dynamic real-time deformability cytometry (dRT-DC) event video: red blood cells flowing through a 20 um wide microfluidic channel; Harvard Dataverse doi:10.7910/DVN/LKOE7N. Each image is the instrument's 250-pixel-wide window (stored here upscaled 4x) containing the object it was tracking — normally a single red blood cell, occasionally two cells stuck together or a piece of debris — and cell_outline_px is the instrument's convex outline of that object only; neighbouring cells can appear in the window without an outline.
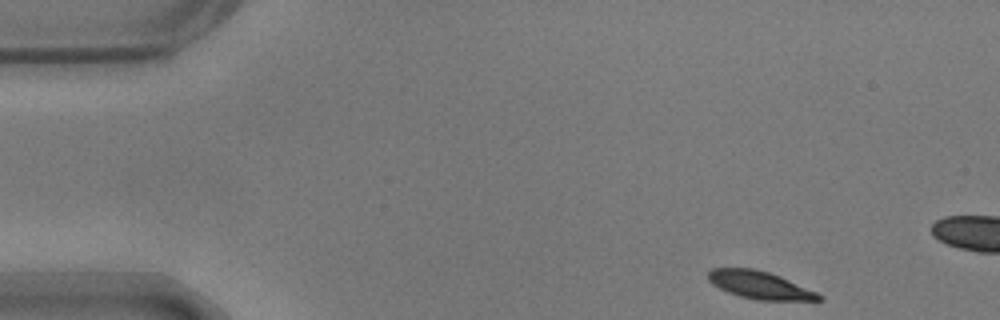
{"species": "common noctule bat (a hibernating species)", "species_latin": "Nyctalus noctula", "temperature_condition": "warm", "stored_images_in_passage": 11, "camera_frame_rate_fps": 3000, "um_per_image_px": 0.085, "animal": {"sex": "male", "body_mass_g": 17.9}, "frame": {"image": 1, "passage_image": 1, "time_ms": 0.0, "image_size_px": [1000, 320], "cell_outline_px": [[824, 300], [756, 300], [740, 296], [728, 292], [712, 284], [708, 280], [708, 272], [712, 268], [752, 268], [768, 272], [780, 276], [816, 292], [824, 296]], "centroid_in_image_um": [64.57, 24.23], "position_along_channel_um": 20.4, "area_um2": 17.69}}